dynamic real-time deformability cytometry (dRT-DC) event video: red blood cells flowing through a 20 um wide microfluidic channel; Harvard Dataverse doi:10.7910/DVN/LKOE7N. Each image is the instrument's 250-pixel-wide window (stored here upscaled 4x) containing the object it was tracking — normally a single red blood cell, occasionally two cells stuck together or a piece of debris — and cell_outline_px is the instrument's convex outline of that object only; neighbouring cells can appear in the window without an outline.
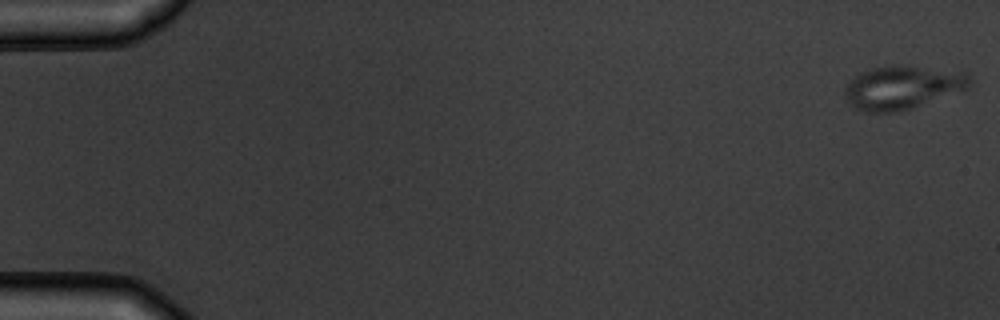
{"species": "common noctule bat (a hibernating species)", "species_latin": "Nyctalus noctula", "temperature_condition": "warm", "stored_images_in_passage": 11, "camera_frame_rate_fps": 3000, "um_per_image_px": 0.085, "animal": {"sex": "male", "body_mass_g": 19.5, "forearm_length_mm": 54.6}, "frame": {"image": 1, "passage_image": 1, "time_ms": 0.0, "image_size_px": [1000, 320], "cell_outline_px": [[972, 80], [964, 88], [912, 108], [896, 112], [868, 112], [856, 108], [848, 104], [844, 96], [844, 88], [848, 80], [860, 72], [872, 68], [888, 64], [904, 64], [968, 72]], "centroid_in_image_um": [76.62, 7.39], "position_along_channel_um": 8.4, "area_um2": 31.85}}
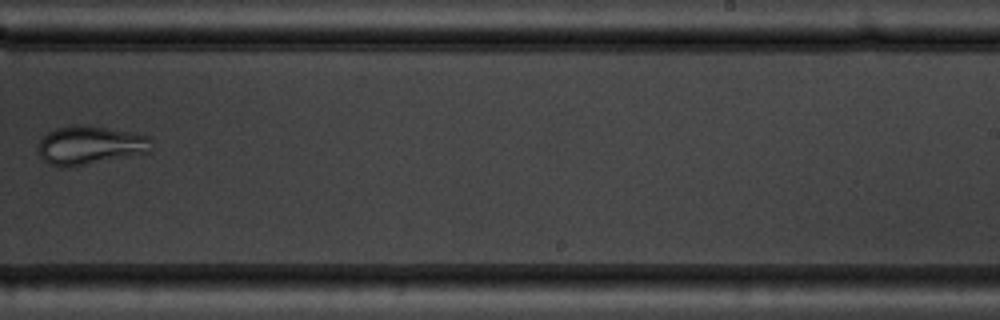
{"frame": {"image": 2, "passage_image": 10, "time_ms": 11.333, "image_size_px": [1000, 320], "cell_outline_px": [[152, 140], [148, 152], [68, 168], [60, 168], [48, 164], [40, 156], [40, 140], [48, 132], [56, 128], [72, 124], [104, 128], [132, 132], [148, 136]], "centroid_in_image_um": [7.62, 12.36], "position_along_channel_um": 281.4, "area_um2": 25.2}}